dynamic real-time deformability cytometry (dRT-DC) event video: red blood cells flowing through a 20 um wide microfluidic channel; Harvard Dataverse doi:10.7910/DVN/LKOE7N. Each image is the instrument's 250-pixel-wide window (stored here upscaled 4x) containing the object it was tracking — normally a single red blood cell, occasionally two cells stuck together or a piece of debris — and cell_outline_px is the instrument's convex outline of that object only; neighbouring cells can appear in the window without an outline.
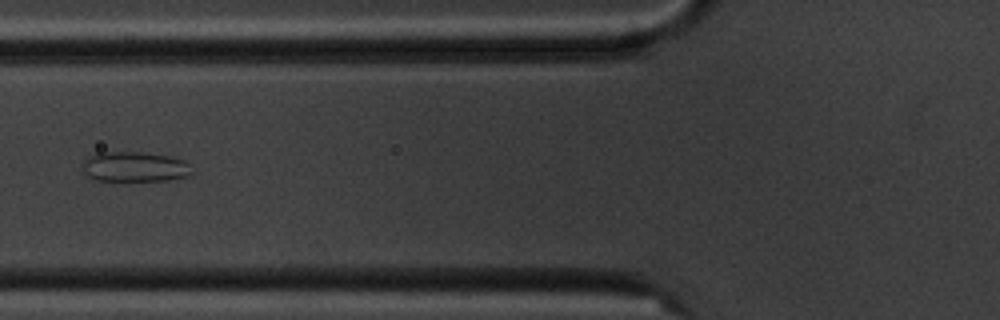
{"species": "common noctule bat (a hibernating species)", "species_latin": "Nyctalus noctula", "temperature_condition": "cold", "stored_images_in_passage": 6, "camera_frame_rate_fps": 3000, "um_per_image_px": 0.085, "animal": {"sex": "male", "body_mass_g": 20.1, "forearm_length_mm": 53.5}, "frame": {"image": 1, "passage_image": 6, "time_ms": 6.667, "image_size_px": [1000, 320], "cell_outline_px": [[192, 172], [188, 176], [168, 180], [92, 180], [84, 172], [84, 160], [88, 156], [96, 152], [140, 152], [172, 156], [184, 160], [188, 164]], "centroid_in_image_um": [11.44, 14.16], "position_along_channel_um": 114.4, "area_um2": 19.13}}